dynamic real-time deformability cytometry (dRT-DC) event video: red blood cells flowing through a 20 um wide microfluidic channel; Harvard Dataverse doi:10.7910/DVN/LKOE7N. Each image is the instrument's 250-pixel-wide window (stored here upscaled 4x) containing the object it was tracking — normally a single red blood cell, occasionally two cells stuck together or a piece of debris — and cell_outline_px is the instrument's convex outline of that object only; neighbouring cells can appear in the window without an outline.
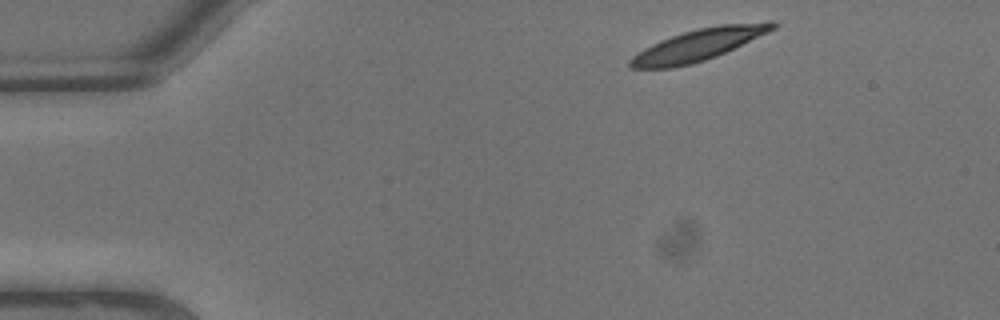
{"species": "common noctule bat (a hibernating species)", "species_latin": "Nyctalus noctula", "temperature_condition": "warm", "stored_images_in_passage": 7, "camera_frame_rate_fps": 3000, "um_per_image_px": 0.085, "animal": {"sex": "male", "body_mass_g": 13.3}, "frame": {"image": 1, "passage_image": 1, "time_ms": 0.0, "image_size_px": [1000, 320], "cell_outline_px": [[780, 24], [776, 28], [768, 32], [716, 56], [692, 64], [672, 68], [628, 68], [628, 60], [632, 56], [644, 48], [660, 40], [696, 28], [720, 24], [768, 20], [776, 20]], "centroid_in_image_um": [59.41, 3.78], "position_along_channel_um": 25.6, "area_um2": 26.53}}
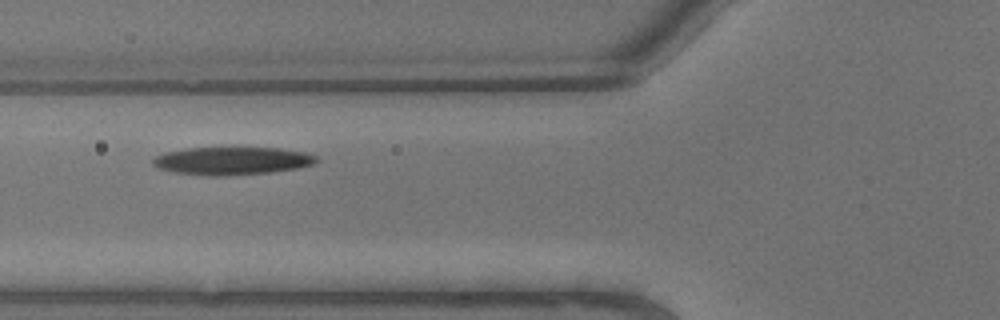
{"frame": {"image": 2, "passage_image": 6, "time_ms": 1.667, "image_size_px": [1000, 320], "cell_outline_px": [[320, 160], [316, 164], [296, 168], [268, 172], [216, 176], [176, 172], [160, 168], [152, 164], [152, 160], [156, 156], [164, 152], [188, 148], [280, 148], [304, 152], [316, 156]], "centroid_in_image_um": [19.76, 13.66], "position_along_channel_um": 106.0, "area_um2": 26.18}}
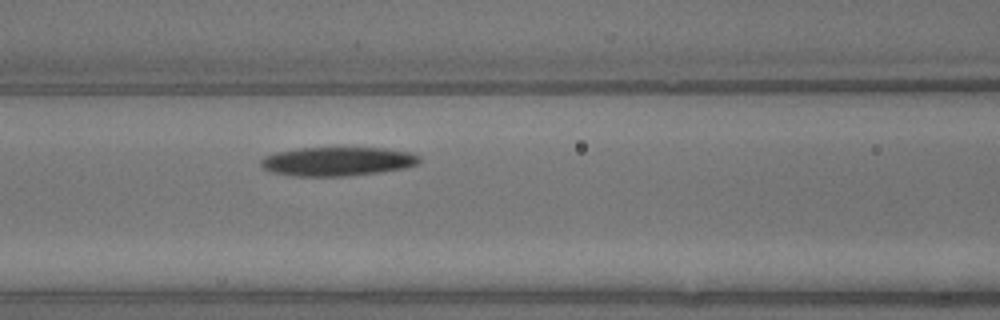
{"frame": {"image": 3, "passage_image": 7, "time_ms": 2.0, "image_size_px": [1000, 320], "cell_outline_px": [[420, 160], [416, 164], [404, 168], [376, 172], [344, 176], [296, 176], [272, 172], [264, 168], [260, 164], [260, 160], [264, 156], [276, 152], [300, 148], [384, 148], [412, 152], [420, 156]], "centroid_in_image_um": [28.67, 13.71], "position_along_channel_um": 137.9, "area_um2": 26.53}}